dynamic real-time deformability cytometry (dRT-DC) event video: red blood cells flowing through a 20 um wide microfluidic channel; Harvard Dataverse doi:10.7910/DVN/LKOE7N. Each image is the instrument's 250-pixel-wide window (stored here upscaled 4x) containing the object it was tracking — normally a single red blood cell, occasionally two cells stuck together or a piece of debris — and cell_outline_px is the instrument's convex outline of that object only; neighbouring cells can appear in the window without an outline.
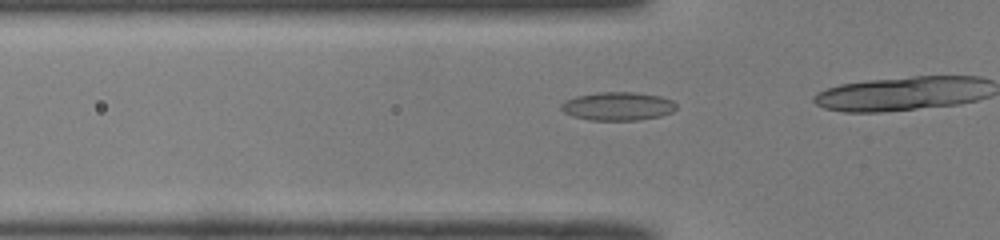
{"species": "common noctule bat (a hibernating species)", "species_latin": "Nyctalus noctula", "temperature_condition": "room temperature", "stored_images_in_passage": 8, "camera_frame_rate_fps": 3000, "um_per_image_px": 0.085, "animal": {"sex": "male", "body_mass_g": 19.0, "forearm_length_mm": 50.8}, "frame": {"image": 1, "passage_image": 3, "time_ms": 0.667, "image_size_px": [1000, 240], "cell_outline_px": [[676, 108], [672, 112], [660, 116], [636, 120], [588, 120], [572, 116], [564, 112], [560, 108], [560, 104], [564, 100], [576, 96], [596, 92], [636, 92], [660, 96], [672, 100], [676, 104]], "centroid_in_image_um": [52.48, 9.02], "position_along_channel_um": 73.3, "area_um2": 19.19}}
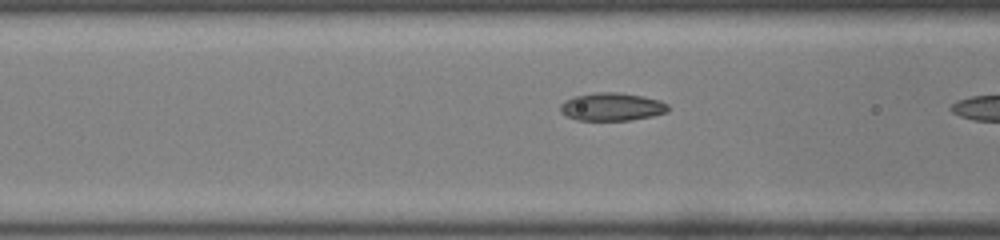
{"frame": {"image": 2, "passage_image": 6, "time_ms": 1.667, "image_size_px": [1000, 240], "cell_outline_px": [[668, 112], [652, 116], [628, 120], [576, 120], [560, 112], [560, 104], [564, 100], [576, 96], [596, 92], [620, 92], [660, 100], [668, 104]], "centroid_in_image_um": [52.0, 9.07], "position_along_channel_um": 114.6, "area_um2": 17.51}}